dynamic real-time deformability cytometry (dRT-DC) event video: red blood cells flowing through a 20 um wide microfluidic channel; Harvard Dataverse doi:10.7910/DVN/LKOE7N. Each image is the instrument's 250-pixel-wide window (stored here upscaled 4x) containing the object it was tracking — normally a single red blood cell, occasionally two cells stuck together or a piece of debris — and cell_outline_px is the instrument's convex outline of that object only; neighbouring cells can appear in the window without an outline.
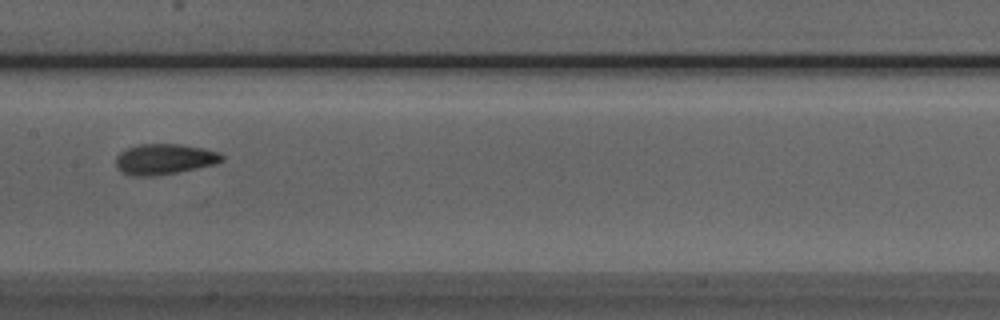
{"species": "Egyptian fruit bat (a non-hibernating species)", "species_latin": "Rousettus aegyptiacus", "temperature_condition": "room temperature", "stored_images_in_passage": 4, "camera_frame_rate_fps": 3000, "um_per_image_px": 0.085, "animal": {"sex": "male"}, "frame": {"image": 1, "passage_image": 4, "time_ms": 3.333, "image_size_px": [1000, 320], "cell_outline_px": [[224, 160], [216, 164], [176, 172], [152, 176], [132, 176], [120, 172], [116, 164], [116, 156], [120, 152], [128, 148], [140, 144], [180, 144], [204, 148], [220, 152], [224, 156]], "centroid_in_image_um": [13.98, 13.52], "position_along_channel_um": 193.4, "area_um2": 18.96}}